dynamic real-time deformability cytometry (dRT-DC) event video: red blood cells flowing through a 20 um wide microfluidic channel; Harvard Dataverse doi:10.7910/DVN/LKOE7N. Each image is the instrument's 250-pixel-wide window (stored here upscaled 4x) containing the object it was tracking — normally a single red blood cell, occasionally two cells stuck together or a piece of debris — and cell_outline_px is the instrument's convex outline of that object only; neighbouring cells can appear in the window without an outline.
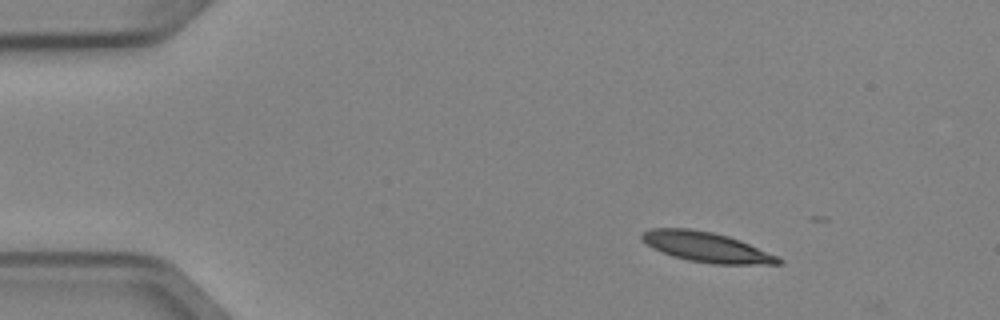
{"species": "Egyptian fruit bat (a non-hibernating species)", "species_latin": "Rousettus aegyptiacus", "temperature_condition": "cold", "stored_images_in_passage": 5, "camera_frame_rate_fps": 3000, "um_per_image_px": 0.085, "animal": {"sex": "female"}, "frame": {"image": 1, "passage_image": 2, "time_ms": 0.333, "image_size_px": [1000, 320], "cell_outline_px": [[784, 264], [712, 264], [688, 260], [672, 256], [652, 248], [640, 236], [644, 232], [652, 228], [688, 228], [712, 232], [728, 236], [740, 240], [780, 256], [784, 260]], "centroid_in_image_um": [60.12, 21.01], "position_along_channel_um": 24.9, "area_um2": 23.93}}
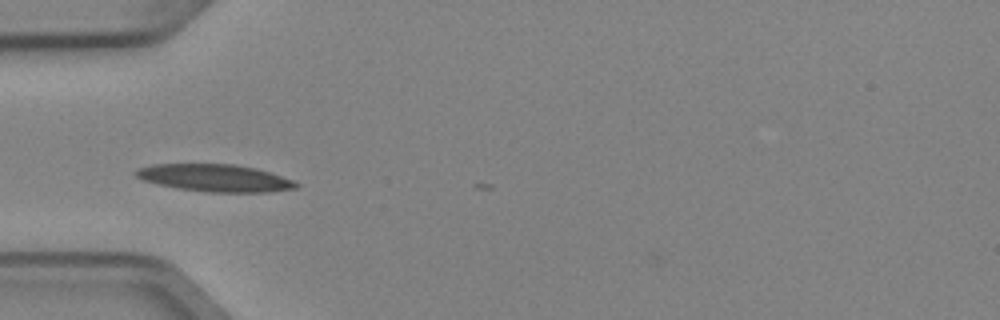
{"frame": {"image": 2, "passage_image": 4, "time_ms": 1.0, "image_size_px": [1000, 320], "cell_outline_px": [[300, 184], [296, 188], [268, 192], [208, 192], [176, 188], [156, 184], [144, 180], [136, 176], [132, 172], [136, 168], [152, 164], [236, 164], [256, 168], [292, 180]], "centroid_in_image_um": [18.21, 15.12], "position_along_channel_um": 66.8, "area_um2": 25.55}}